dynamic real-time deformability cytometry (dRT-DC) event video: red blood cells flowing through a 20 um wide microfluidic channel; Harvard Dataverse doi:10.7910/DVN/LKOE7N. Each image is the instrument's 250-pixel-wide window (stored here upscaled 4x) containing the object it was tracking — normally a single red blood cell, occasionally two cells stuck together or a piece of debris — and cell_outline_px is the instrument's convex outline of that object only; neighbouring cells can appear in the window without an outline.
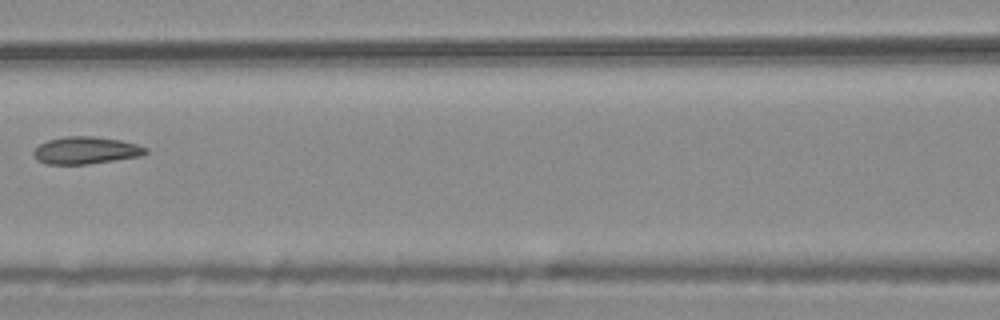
{"species": "common noctule bat (a hibernating species)", "species_latin": "Nyctalus noctula", "temperature_condition": "warm", "stored_images_in_passage": 10, "camera_frame_rate_fps": 3000, "um_per_image_px": 0.085, "animal": {"sex": "male", "body_mass_g": 20.4}, "frame": {"image": 1, "passage_image": 9, "time_ms": 2.667, "image_size_px": [1000, 320], "cell_outline_px": [[148, 152], [144, 156], [88, 164], [48, 164], [40, 160], [32, 152], [40, 144], [48, 140], [64, 136], [92, 136], [120, 140], [136, 144], [148, 148]], "centroid_in_image_um": [7.36, 12.78], "position_along_channel_um": 159.2, "area_um2": 17.74}}
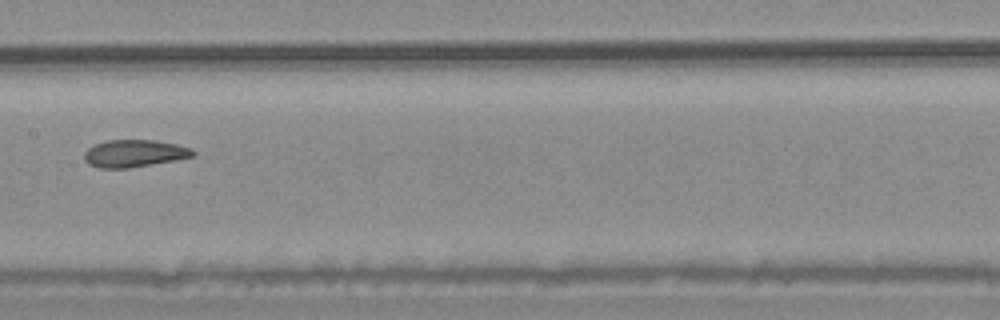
{"frame": {"image": 2, "passage_image": 10, "time_ms": 3.0, "image_size_px": [1000, 320], "cell_outline_px": [[196, 156], [176, 160], [128, 168], [96, 168], [88, 164], [84, 160], [84, 152], [88, 148], [96, 144], [108, 140], [156, 140], [176, 144], [192, 148], [196, 152]], "centroid_in_image_um": [11.43, 13.04], "position_along_channel_um": 196.0, "area_um2": 17.46}}